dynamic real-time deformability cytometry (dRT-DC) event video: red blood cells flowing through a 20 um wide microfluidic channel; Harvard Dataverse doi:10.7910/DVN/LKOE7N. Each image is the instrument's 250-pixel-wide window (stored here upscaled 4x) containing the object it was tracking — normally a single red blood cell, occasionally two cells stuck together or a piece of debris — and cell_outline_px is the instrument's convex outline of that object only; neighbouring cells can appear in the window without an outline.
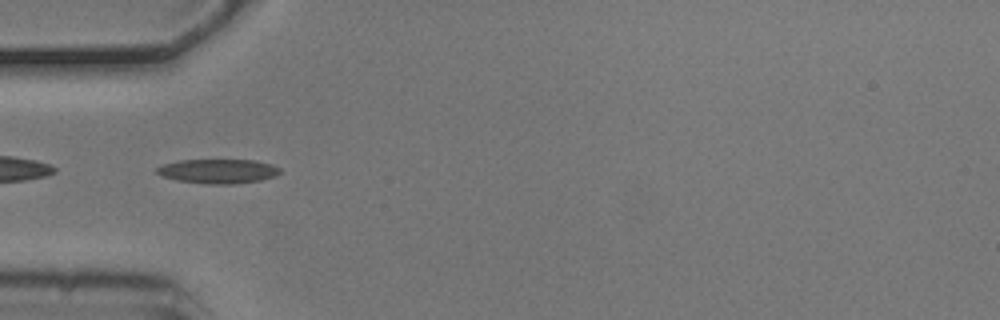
{"species": "common noctule bat (a hibernating species)", "species_latin": "Nyctalus noctula", "temperature_condition": "cold", "stored_images_in_passage": 1, "camera_frame_rate_fps": 3000, "um_per_image_px": 0.085, "animal": {"sex": "male", "body_mass_g": 20.5, "forearm_length_mm": 52.5}, "frame": {"image": 1, "passage_image": 1, "time_ms": 0.0, "image_size_px": [1000, 320], "cell_outline_px": [[280, 172], [276, 176], [260, 180], [236, 184], [212, 184], [176, 180], [160, 176], [156, 172], [156, 168], [164, 164], [180, 160], [256, 160], [272, 164], [280, 168]], "centroid_in_image_um": [18.55, 14.55], "position_along_channel_um": 66.5, "area_um2": 17.51}}